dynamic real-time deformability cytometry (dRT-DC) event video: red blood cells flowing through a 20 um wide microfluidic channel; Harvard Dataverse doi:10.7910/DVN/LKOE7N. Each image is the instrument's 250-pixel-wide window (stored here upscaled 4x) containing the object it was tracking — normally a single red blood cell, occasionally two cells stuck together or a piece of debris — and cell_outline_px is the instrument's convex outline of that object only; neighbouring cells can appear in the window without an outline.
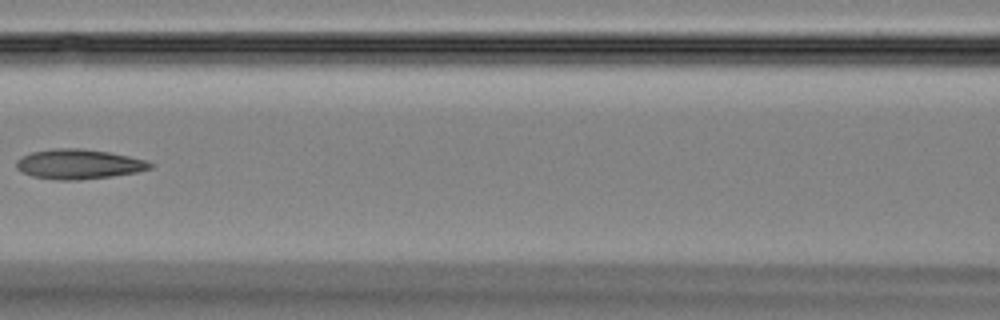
{"species": "Egyptian fruit bat (a non-hibernating species)", "species_latin": "Rousettus aegyptiacus", "temperature_condition": "room temperature", "stored_images_in_passage": 8, "camera_frame_rate_fps": 3000, "um_per_image_px": 0.085, "animal": {"sex": "female"}, "frame": {"image": 1, "passage_image": 7, "time_ms": 7.0, "image_size_px": [1000, 320], "cell_outline_px": [[156, 164], [152, 168], [136, 172], [112, 176], [76, 180], [56, 180], [32, 176], [16, 168], [16, 160], [32, 152], [56, 148], [80, 148], [108, 152], [128, 156], [144, 160]], "centroid_in_image_um": [6.7, 13.95], "position_along_channel_um": 159.9, "area_um2": 23.06}}
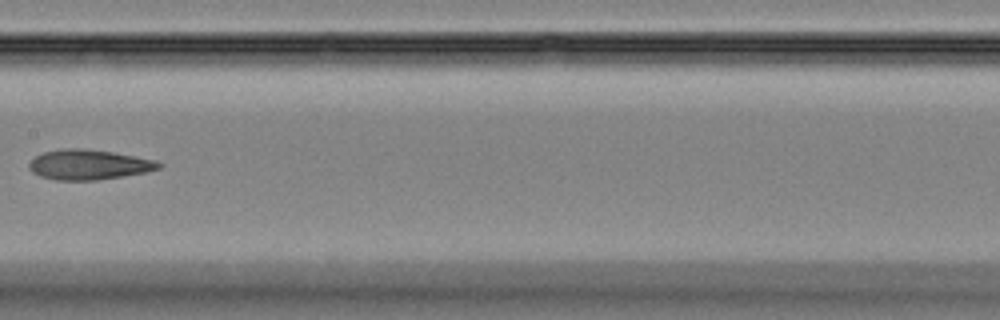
{"frame": {"image": 2, "passage_image": 8, "time_ms": 8.0, "image_size_px": [1000, 320], "cell_outline_px": [[164, 164], [160, 168], [148, 172], [96, 180], [56, 180], [40, 176], [32, 172], [28, 168], [28, 164], [36, 156], [44, 152], [60, 148], [84, 148], [112, 152], [156, 160]], "centroid_in_image_um": [7.55, 13.99], "position_along_channel_um": 199.8, "area_um2": 22.77}}